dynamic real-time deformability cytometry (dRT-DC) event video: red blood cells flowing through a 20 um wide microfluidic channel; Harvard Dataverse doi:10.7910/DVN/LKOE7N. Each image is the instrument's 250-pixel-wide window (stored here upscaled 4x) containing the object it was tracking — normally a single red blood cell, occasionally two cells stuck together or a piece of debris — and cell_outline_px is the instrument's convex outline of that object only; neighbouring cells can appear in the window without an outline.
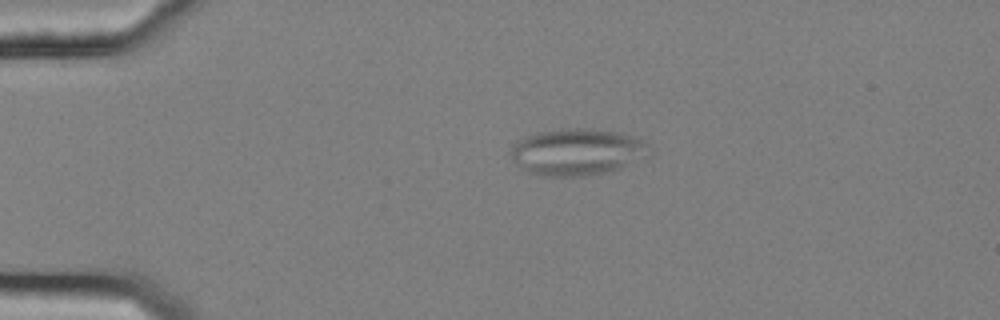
{"species": "common noctule bat (a hibernating species)", "species_latin": "Nyctalus noctula", "temperature_condition": "cold", "stored_images_in_passage": 8, "camera_frame_rate_fps": 3000, "um_per_image_px": 0.085, "animal": {"sex": "female", "body_mass_g": 25.1}, "frame": {"image": 1, "passage_image": 3, "time_ms": 0.667, "image_size_px": [1000, 320], "cell_outline_px": [[648, 148], [620, 168], [604, 172], [584, 176], [540, 176], [524, 172], [512, 160], [508, 152], [512, 144], [528, 136], [540, 132], [576, 128], [584, 128], [616, 132], [632, 136], [644, 140], [648, 144]], "centroid_in_image_um": [48.88, 12.92], "position_along_channel_um": 36.1, "area_um2": 36.82}}